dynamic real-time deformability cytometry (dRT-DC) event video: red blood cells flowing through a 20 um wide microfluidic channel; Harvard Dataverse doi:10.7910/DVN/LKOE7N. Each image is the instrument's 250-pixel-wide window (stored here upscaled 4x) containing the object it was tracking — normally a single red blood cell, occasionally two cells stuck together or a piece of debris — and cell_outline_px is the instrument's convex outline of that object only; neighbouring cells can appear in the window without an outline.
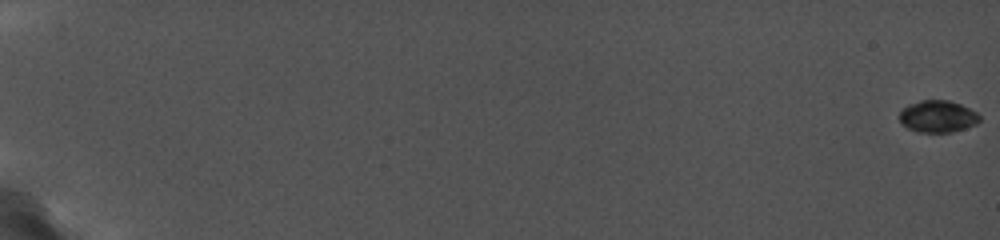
{"species": "common noctule bat (a hibernating species)", "species_latin": "Nyctalus noctula", "temperature_condition": "cold", "stored_images_in_passage": 79, "camera_frame_rate_fps": 5000, "um_per_image_px": 0.085, "animal": {"sex": "female", "body_mass_g": 19.0, "forearm_length_mm": 56.7}, "frame": {"image": 1, "passage_image": 1, "time_ms": 0.0, "image_size_px": [1000, 240], "cell_outline_px": [[980, 120], [976, 124], [964, 128], [948, 132], [920, 132], [908, 128], [900, 120], [900, 112], [904, 108], [912, 104], [924, 100], [948, 100], [960, 104], [976, 112], [980, 116]], "centroid_in_image_um": [79.73, 9.89], "position_along_channel_um": 5.3, "area_um2": 14.51}}
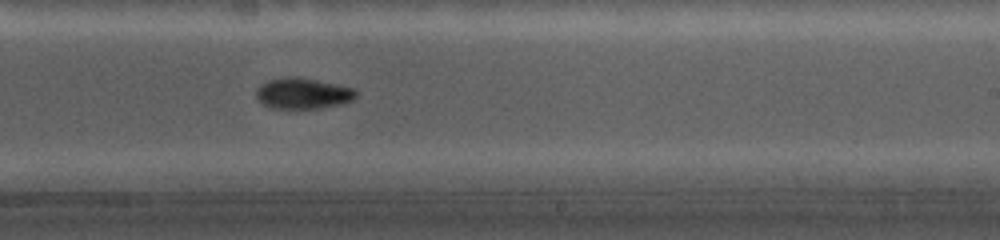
{"frame": {"image": 2, "passage_image": 60, "time_ms": 13.0, "image_size_px": [1000, 240], "cell_outline_px": [[356, 96], [352, 100], [340, 104], [316, 108], [272, 108], [264, 104], [256, 96], [256, 92], [260, 84], [268, 80], [292, 76], [352, 88], [356, 92]], "centroid_in_image_um": [25.7, 7.95], "position_along_channel_um": 263.3, "area_um2": 17.34}}
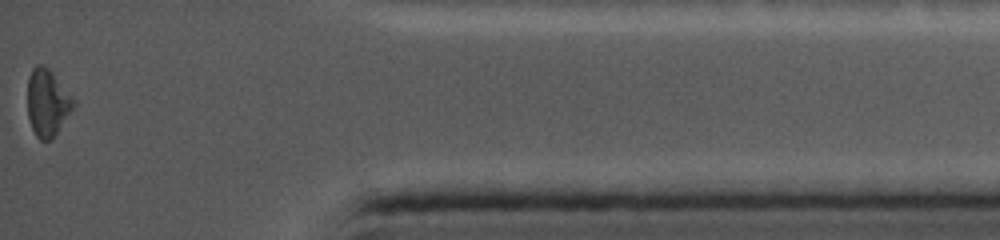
{"frame": {"image": 3, "passage_image": 79, "time_ms": 18.0, "image_size_px": [1000, 240], "cell_outline_px": [[76, 104], [52, 140], [40, 140], [36, 136], [32, 128], [28, 116], [28, 76], [32, 68], [36, 64], [40, 64], [48, 68], [76, 100]], "centroid_in_image_um": [4.03, 8.73], "position_along_channel_um": 431.2, "area_um2": 17.98}, "authors_computed_cell_mechanics": {"area_um2": 16.7042, "velocity_mm_per_s": 3.789, "shape_relaxation_time_tau1_ms": null, "shape_relaxation_time_tau2_ms": 3.3707, "deformation_change_tau1": null, "deformation_change_tau2": 0.046}}